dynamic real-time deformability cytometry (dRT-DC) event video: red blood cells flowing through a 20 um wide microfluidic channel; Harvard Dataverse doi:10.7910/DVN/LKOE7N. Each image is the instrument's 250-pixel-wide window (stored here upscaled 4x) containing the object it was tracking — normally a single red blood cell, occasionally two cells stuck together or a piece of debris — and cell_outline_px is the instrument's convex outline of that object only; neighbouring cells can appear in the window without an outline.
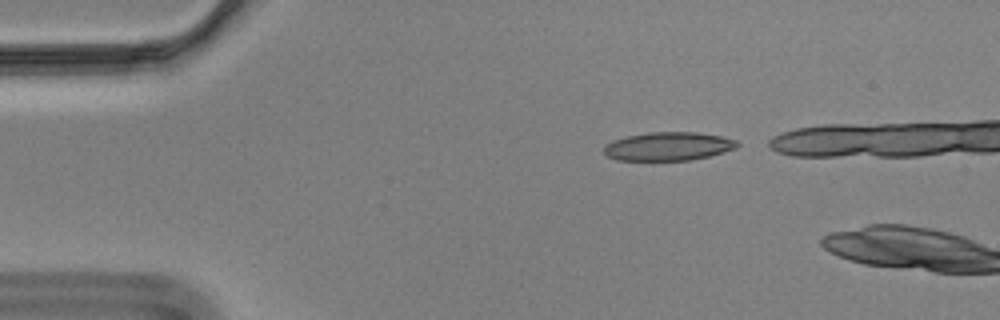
{"species": "Egyptian fruit bat (a non-hibernating species)", "species_latin": "Rousettus aegyptiacus", "temperature_condition": "cold", "stored_images_in_passage": 6, "camera_frame_rate_fps": 3000, "um_per_image_px": 0.085, "animal": {"sex": "male"}, "frame": {"image": 1, "passage_image": 2, "time_ms": 0.333, "image_size_px": [1000, 320], "cell_outline_px": [[740, 144], [736, 148], [724, 152], [708, 156], [688, 160], [616, 160], [608, 156], [604, 152], [604, 148], [612, 140], [628, 136], [648, 132], [696, 132], [720, 136], [736, 140]], "centroid_in_image_um": [56.82, 12.43], "position_along_channel_um": 28.2, "area_um2": 21.96}}